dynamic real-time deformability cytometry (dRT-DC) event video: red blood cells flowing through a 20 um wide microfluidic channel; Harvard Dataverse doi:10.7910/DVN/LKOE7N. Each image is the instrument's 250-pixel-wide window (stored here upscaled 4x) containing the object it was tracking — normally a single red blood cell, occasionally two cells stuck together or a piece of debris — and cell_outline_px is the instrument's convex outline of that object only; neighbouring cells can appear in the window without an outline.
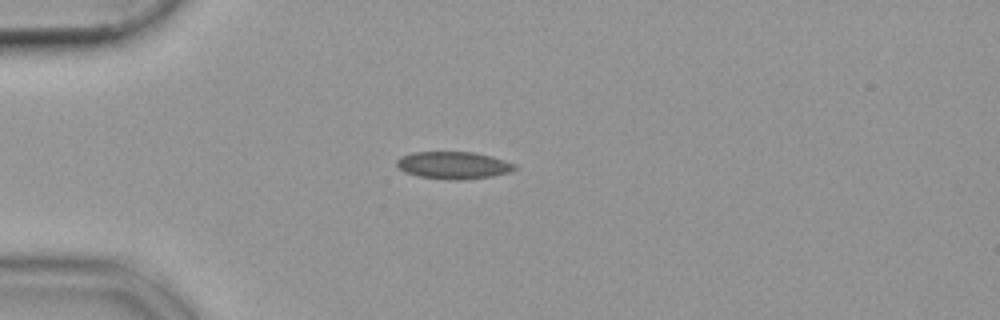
{"species": "common noctule bat (a hibernating species)", "species_latin": "Nyctalus noctula", "temperature_condition": "cold", "stored_images_in_passage": 40, "camera_frame_rate_fps": 3000, "um_per_image_px": 0.085, "animal": {"sex": "female", "body_mass_g": 19.9}, "frame": {"image": 1, "passage_image": 1, "time_ms": 0.0, "image_size_px": [1000, 320], "cell_outline_px": [[516, 168], [508, 172], [492, 176], [456, 180], [420, 176], [404, 172], [396, 164], [396, 160], [400, 156], [412, 152], [476, 152], [492, 156], [516, 164]], "centroid_in_image_um": [38.53, 14.03], "position_along_channel_um": 46.5, "area_um2": 18.61}}
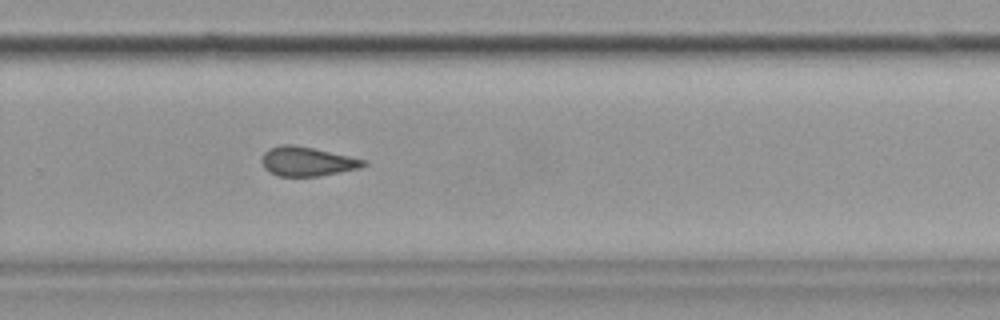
{"frame": {"image": 2, "passage_image": 23, "time_ms": 7.333, "image_size_px": [1000, 320], "cell_outline_px": [[368, 164], [360, 168], [316, 176], [280, 176], [268, 172], [264, 168], [260, 160], [264, 152], [268, 148], [280, 144], [292, 144], [312, 148], [368, 160]], "centroid_in_image_um": [26.07, 13.71], "position_along_channel_um": 303.7, "area_um2": 17.4}}
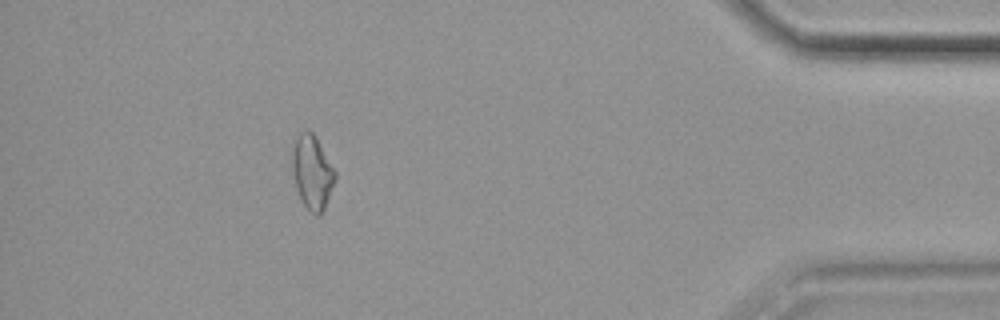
{"frame": {"image": 3, "passage_image": 35, "time_ms": 11.333, "image_size_px": [1000, 320], "cell_outline_px": [[336, 180], [324, 208], [320, 216], [316, 216], [304, 204], [296, 188], [288, 152], [300, 132], [304, 128], [308, 128], [316, 136], [336, 172]], "centroid_in_image_um": [26.5, 14.56], "position_along_channel_um": 408.7, "area_um2": 18.9}}